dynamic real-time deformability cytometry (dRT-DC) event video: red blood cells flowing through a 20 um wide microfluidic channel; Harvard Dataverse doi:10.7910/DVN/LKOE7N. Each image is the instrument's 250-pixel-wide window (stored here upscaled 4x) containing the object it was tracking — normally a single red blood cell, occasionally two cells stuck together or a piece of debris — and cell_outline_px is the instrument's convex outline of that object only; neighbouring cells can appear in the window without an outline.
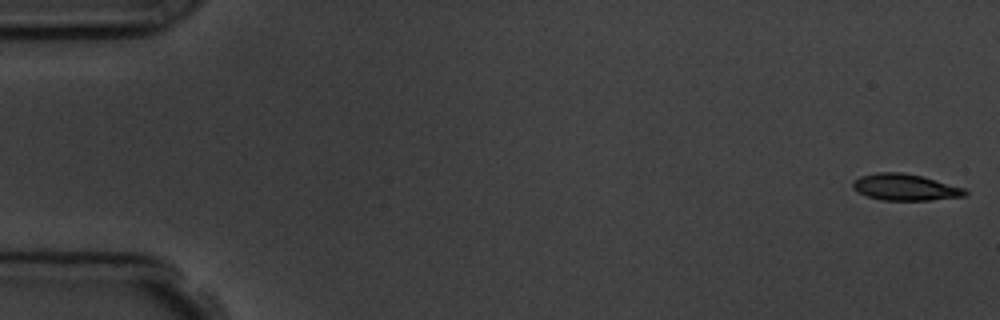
{"species": "common noctule bat (a hibernating species)", "species_latin": "Nyctalus noctula", "temperature_condition": "room temperature", "stored_images_in_passage": 9, "camera_frame_rate_fps": 3000, "um_per_image_px": 0.085, "animal": {"sex": "male", "body_mass_g": 19.5, "forearm_length_mm": 54.6}, "frame": {"image": 1, "passage_image": 1, "time_ms": 0.0, "image_size_px": [1000, 320], "cell_outline_px": [[968, 192], [964, 196], [928, 200], [884, 200], [868, 196], [856, 192], [852, 188], [852, 184], [860, 176], [876, 172], [900, 172], [924, 176], [964, 188]], "centroid_in_image_um": [76.92, 15.9], "position_along_channel_um": 8.1, "area_um2": 17.28}}
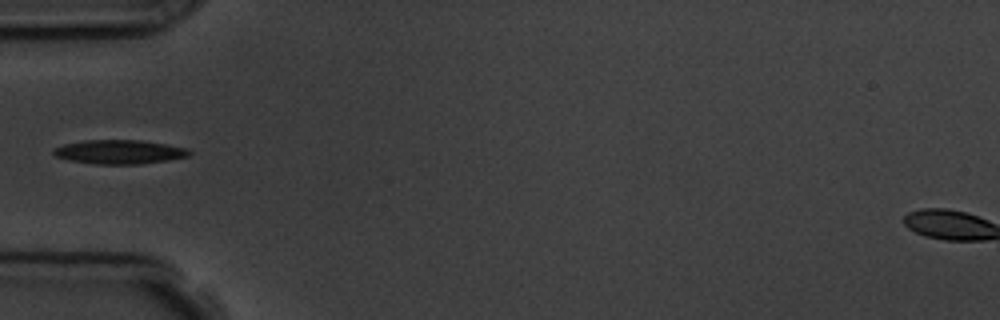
{"frame": {"image": 2, "passage_image": 6, "time_ms": 5.667, "image_size_px": [1000, 320], "cell_outline_px": [[192, 152], [188, 156], [168, 160], [140, 164], [96, 164], [72, 160], [56, 156], [52, 152], [52, 148], [64, 144], [84, 140], [140, 140], [188, 148]], "centroid_in_image_um": [10.15, 12.91], "position_along_channel_um": 74.9, "area_um2": 18.9}}